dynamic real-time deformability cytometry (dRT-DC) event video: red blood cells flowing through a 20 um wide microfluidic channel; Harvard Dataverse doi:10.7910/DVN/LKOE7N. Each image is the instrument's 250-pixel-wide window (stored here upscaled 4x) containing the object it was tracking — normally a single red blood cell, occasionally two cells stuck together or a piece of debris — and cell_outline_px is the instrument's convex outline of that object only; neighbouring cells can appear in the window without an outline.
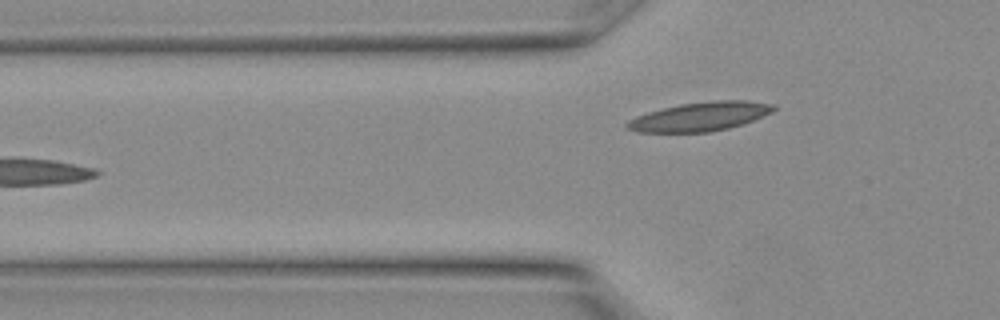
{"species": "Egyptian fruit bat (a non-hibernating species)", "species_latin": "Rousettus aegyptiacus", "temperature_condition": "warm", "stored_images_in_passage": 12, "segment_of_instrument_passage": [2, 2], "camera_frame_rate_fps": 3000, "um_per_image_px": 0.085, "animal": {"sex": "female"}, "frame": {"image": 1, "passage_image": 12, "time_ms": 3.667, "image_size_px": [1000, 320], "cell_outline_px": [[776, 108], [772, 112], [752, 120], [728, 128], [708, 132], [636, 132], [628, 128], [624, 124], [628, 120], [636, 116], [648, 112], [680, 104], [712, 100], [748, 100], [776, 104]], "centroid_in_image_um": [59.51, 9.89], "position_along_channel_um": 66.3, "area_um2": 24.62}}